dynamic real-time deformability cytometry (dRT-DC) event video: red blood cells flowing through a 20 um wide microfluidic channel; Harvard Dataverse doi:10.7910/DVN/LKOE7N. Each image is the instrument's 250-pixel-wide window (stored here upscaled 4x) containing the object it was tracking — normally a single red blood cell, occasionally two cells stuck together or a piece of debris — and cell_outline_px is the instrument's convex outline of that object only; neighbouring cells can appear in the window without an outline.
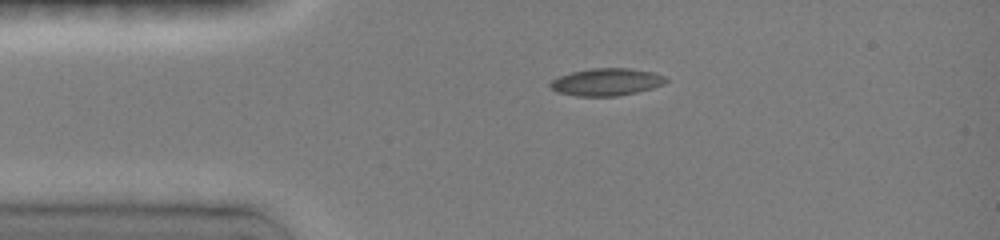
{"species": "common noctule bat (a hibernating species)", "species_latin": "Nyctalus noctula", "temperature_condition": "room temperature", "stored_images_in_passage": 50, "camera_frame_rate_fps": 3000, "um_per_image_px": 0.085, "animal": {"sex": "female", "body_mass_g": 19.0, "forearm_length_mm": 51.5}, "frame": {"image": 1, "passage_image": 1, "time_ms": 0.0, "image_size_px": [1000, 240], "cell_outline_px": [[668, 80], [664, 84], [652, 88], [636, 92], [616, 96], [576, 96], [556, 92], [548, 84], [552, 80], [560, 76], [572, 72], [592, 68], [628, 68], [652, 72], [664, 76]], "centroid_in_image_um": [51.54, 6.97], "position_along_channel_um": 33.5, "area_um2": 18.32}}
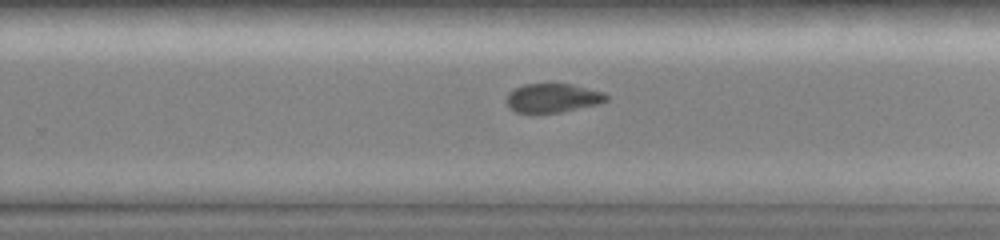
{"frame": {"image": 2, "passage_image": 29, "time_ms": 7.0, "image_size_px": [1000, 240], "cell_outline_px": [[608, 100], [600, 104], [560, 112], [516, 112], [508, 108], [508, 92], [524, 84], [572, 84], [604, 92], [608, 96]], "centroid_in_image_um": [47.02, 8.32], "position_along_channel_um": 282.8, "area_um2": 16.7}}
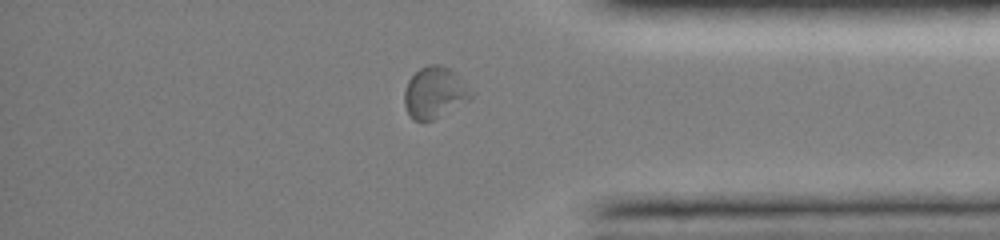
{"frame": {"image": 3, "passage_image": 41, "time_ms": 10.0, "image_size_px": [1000, 240], "cell_outline_px": [[472, 96], [468, 100], [432, 120], [412, 120], [404, 104], [404, 92], [408, 80], [420, 68], [428, 64], [440, 64], [448, 68], [472, 92]], "centroid_in_image_um": [36.88, 7.87], "position_along_channel_um": 398.3, "area_um2": 19.31}, "authors_computed_cell_mechanics": {"area_um2": 18.207, "velocity_mm_per_s": 3.9923, "shape_relaxation_time_tau1_ms": null, "shape_relaxation_time_tau2_ms": 2.2987, "deformation_change_tau1": null, "deformation_change_tau2": 0.0555}}